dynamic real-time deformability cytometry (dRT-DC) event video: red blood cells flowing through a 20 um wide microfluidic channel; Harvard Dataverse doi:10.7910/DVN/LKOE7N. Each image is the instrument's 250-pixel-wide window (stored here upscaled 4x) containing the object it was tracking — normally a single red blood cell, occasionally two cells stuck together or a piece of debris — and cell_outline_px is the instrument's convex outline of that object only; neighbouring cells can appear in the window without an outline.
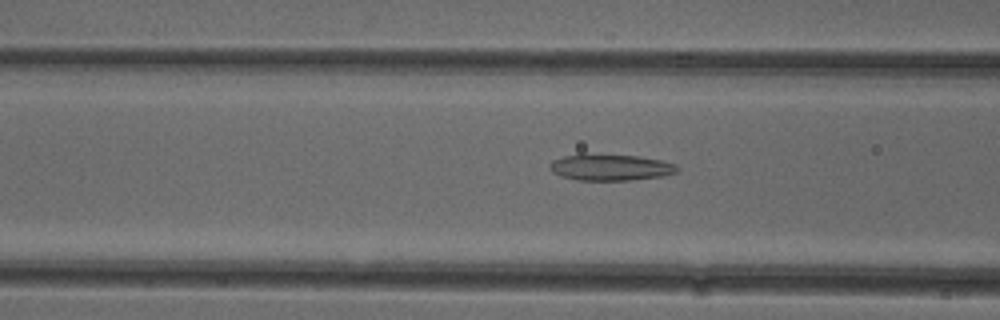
{"species": "common noctule bat (a hibernating species)", "species_latin": "Nyctalus noctula", "temperature_condition": "cold", "stored_images_in_passage": 52, "camera_frame_rate_fps": 3000, "um_per_image_px": 0.085, "animal": {"sex": "female"}, "frame": {"image": 1, "passage_image": 20, "time_ms": 6.333, "image_size_px": [1000, 320], "cell_outline_px": [[680, 168], [676, 172], [664, 176], [632, 180], [576, 180], [560, 176], [552, 172], [548, 168], [548, 164], [552, 160], [564, 156], [584, 152], [640, 156], [660, 160], [676, 164]], "centroid_in_image_um": [51.84, 14.2], "position_along_channel_um": 114.8, "area_um2": 20.23}}
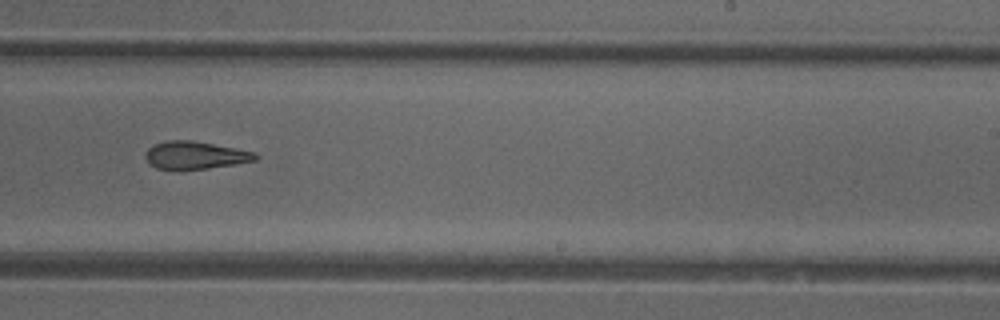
{"frame": {"image": 2, "passage_image": 32, "time_ms": 10.333, "image_size_px": [1000, 320], "cell_outline_px": [[260, 156], [256, 160], [236, 164], [180, 172], [156, 168], [148, 164], [144, 156], [144, 152], [152, 144], [164, 140], [192, 140], [256, 152]], "centroid_in_image_um": [16.52, 13.22], "position_along_channel_um": 272.5, "area_um2": 18.5}}
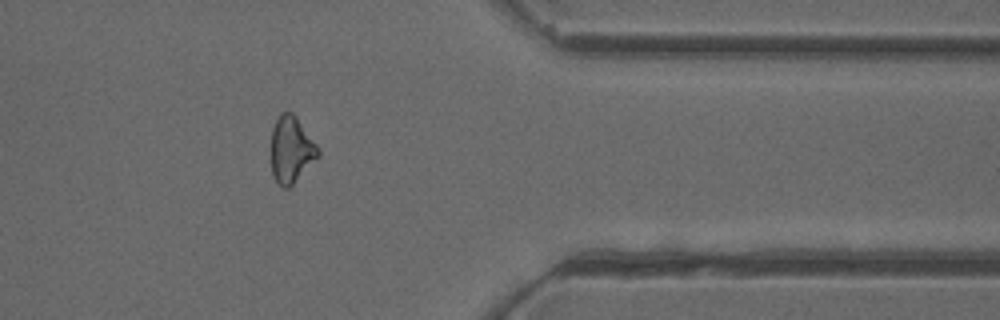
{"frame": {"image": 3, "passage_image": 42, "time_ms": 13.667, "image_size_px": [1000, 320], "cell_outline_px": [[320, 156], [288, 188], [284, 188], [272, 176], [272, 128], [280, 112], [292, 112], [296, 116], [320, 148]], "centroid_in_image_um": [24.78, 12.69], "position_along_channel_um": 386.6, "area_um2": 18.15}, "authors_computed_cell_mechanics": {"area_um2": 19.3052, "velocity_mm_per_s": 3.9497, "shape_relaxation_time_tau1_ms": null, "shape_relaxation_time_tau2_ms": 5.56, "deformation_change_tau1": null, "deformation_change_tau2": 0.1706}}